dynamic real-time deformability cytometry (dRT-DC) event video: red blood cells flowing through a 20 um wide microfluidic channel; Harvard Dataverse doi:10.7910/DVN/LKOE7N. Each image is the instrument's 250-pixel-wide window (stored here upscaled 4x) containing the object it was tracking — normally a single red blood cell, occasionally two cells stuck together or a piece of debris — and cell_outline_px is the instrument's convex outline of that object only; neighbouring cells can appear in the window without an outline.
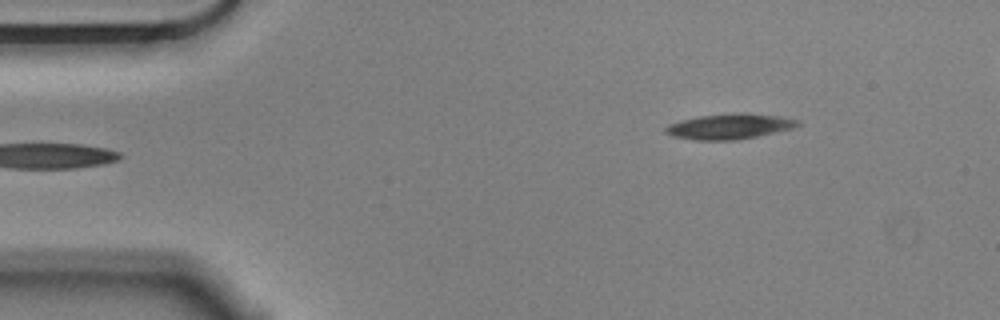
{"species": "Egyptian fruit bat (a non-hibernating species)", "species_latin": "Rousettus aegyptiacus", "temperature_condition": "cold", "stored_images_in_passage": 50, "camera_frame_rate_fps": 3000, "um_per_image_px": 0.085, "animal": {"sex": "male"}, "frame": {"image": 1, "passage_image": 1, "time_ms": 0.0, "image_size_px": [1000, 320], "cell_outline_px": [[800, 124], [792, 128], [756, 136], [736, 140], [696, 140], [672, 136], [664, 132], [664, 128], [668, 124], [700, 116], [776, 116], [796, 120]], "centroid_in_image_um": [61.89, 10.81], "position_along_channel_um": 23.1, "area_um2": 18.03}}
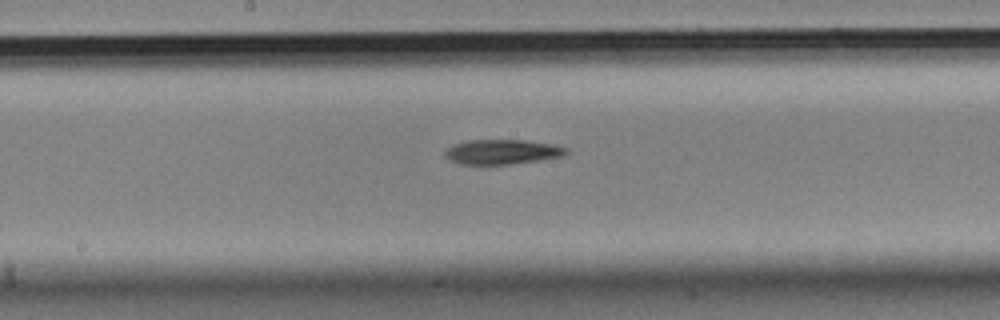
{"frame": {"image": 2, "passage_image": 22, "time_ms": 7.0, "image_size_px": [1000, 320], "cell_outline_px": [[568, 152], [564, 156], [540, 160], [508, 164], [460, 164], [448, 160], [444, 156], [444, 152], [452, 144], [468, 140], [524, 140], [552, 144], [568, 148]], "centroid_in_image_um": [42.66, 12.91], "position_along_channel_um": 205.5, "area_um2": 17.57}}
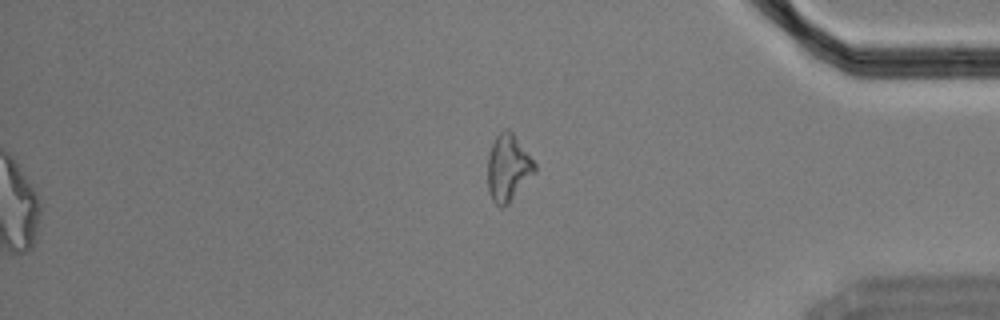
{"frame": {"image": 3, "passage_image": 40, "time_ms": 13.0, "image_size_px": [1000, 320], "cell_outline_px": [[536, 172], [508, 204], [504, 208], [500, 208], [492, 200], [488, 192], [488, 156], [492, 144], [496, 136], [504, 128], [508, 128], [512, 132], [536, 164]], "centroid_in_image_um": [43.18, 14.29], "position_along_channel_um": 392.0, "area_um2": 18.32}}